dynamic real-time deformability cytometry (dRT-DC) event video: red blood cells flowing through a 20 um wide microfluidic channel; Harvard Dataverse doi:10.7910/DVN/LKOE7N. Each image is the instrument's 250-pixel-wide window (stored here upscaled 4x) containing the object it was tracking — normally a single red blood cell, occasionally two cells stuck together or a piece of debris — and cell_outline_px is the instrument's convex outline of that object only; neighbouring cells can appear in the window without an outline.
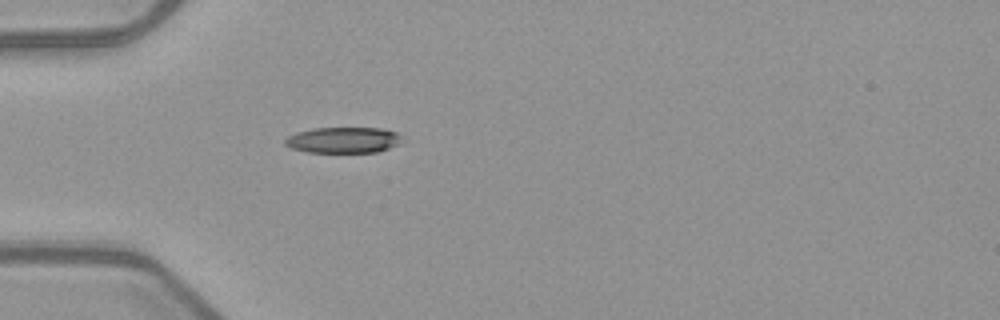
{"species": "common noctule bat (a hibernating species)", "species_latin": "Nyctalus noctula", "temperature_condition": "warm", "stored_images_in_passage": 37, "camera_frame_rate_fps": 3000, "um_per_image_px": 0.085, "animal": {"sex": "female", "body_mass_g": 21.9}, "frame": {"image": 1, "passage_image": 1, "time_ms": 0.0, "image_size_px": [1000, 320], "cell_outline_px": [[400, 136], [396, 144], [388, 148], [376, 152], [308, 152], [292, 148], [284, 144], [284, 140], [288, 136], [296, 132], [312, 128], [380, 128], [396, 132]], "centroid_in_image_um": [29.1, 11.9], "position_along_channel_um": 55.9, "area_um2": 17.4}}
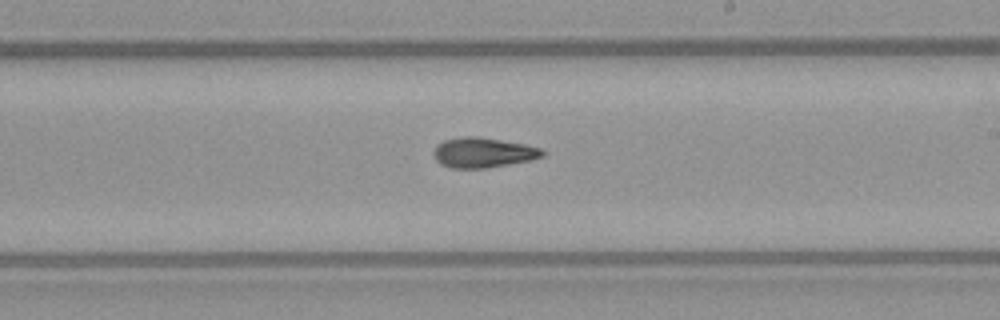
{"frame": {"image": 2, "passage_image": 16, "time_ms": 5.0, "image_size_px": [1000, 320], "cell_outline_px": [[544, 156], [528, 160], [508, 164], [484, 168], [452, 168], [440, 164], [436, 160], [436, 144], [444, 140], [464, 136], [476, 136], [524, 144], [540, 148], [544, 152]], "centroid_in_image_um": [41.05, 12.96], "position_along_channel_um": 248.0, "area_um2": 18.67}}
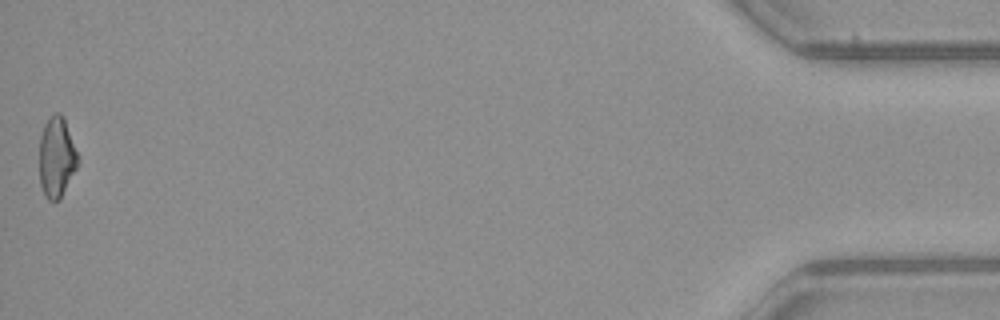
{"frame": {"image": 3, "passage_image": 37, "time_ms": 12.0, "image_size_px": [1000, 320], "cell_outline_px": [[80, 160], [60, 200], [48, 200], [40, 184], [40, 136], [44, 124], [56, 112], [60, 112], [64, 116], [80, 156]], "centroid_in_image_um": [4.85, 13.33], "position_along_channel_um": 430.4, "area_um2": 18.21}, "authors_computed_cell_mechanics": {"area_um2": 18.496, "velocity_mm_per_s": 3.9905, "shape_relaxation_time_tau1_ms": null, "shape_relaxation_time_tau2_ms": 3.4804, "deformation_change_tau1": null, "deformation_change_tau2": 0.1197}}